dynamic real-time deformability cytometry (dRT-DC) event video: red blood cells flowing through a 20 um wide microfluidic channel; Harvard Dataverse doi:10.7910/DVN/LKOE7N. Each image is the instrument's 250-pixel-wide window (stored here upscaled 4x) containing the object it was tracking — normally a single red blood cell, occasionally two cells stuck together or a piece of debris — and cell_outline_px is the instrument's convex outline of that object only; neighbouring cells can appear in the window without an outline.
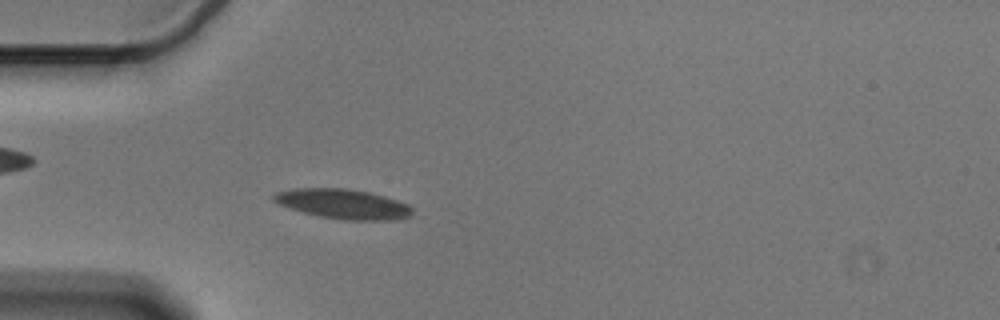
{"species": "Egyptian fruit bat (a non-hibernating species)", "species_latin": "Rousettus aegyptiacus", "temperature_condition": "cold", "stored_images_in_passage": 8, "camera_frame_rate_fps": 3000, "um_per_image_px": 0.085, "animal": {"sex": "male"}, "frame": {"image": 1, "passage_image": 5, "time_ms": 1.333, "image_size_px": [1000, 320], "cell_outline_px": [[412, 216], [404, 220], [344, 220], [320, 216], [304, 212], [280, 204], [272, 200], [272, 196], [276, 192], [296, 188], [344, 188], [368, 192], [384, 196], [408, 204], [412, 208]], "centroid_in_image_um": [29.22, 17.34], "position_along_channel_um": 55.8, "area_um2": 23.99}}